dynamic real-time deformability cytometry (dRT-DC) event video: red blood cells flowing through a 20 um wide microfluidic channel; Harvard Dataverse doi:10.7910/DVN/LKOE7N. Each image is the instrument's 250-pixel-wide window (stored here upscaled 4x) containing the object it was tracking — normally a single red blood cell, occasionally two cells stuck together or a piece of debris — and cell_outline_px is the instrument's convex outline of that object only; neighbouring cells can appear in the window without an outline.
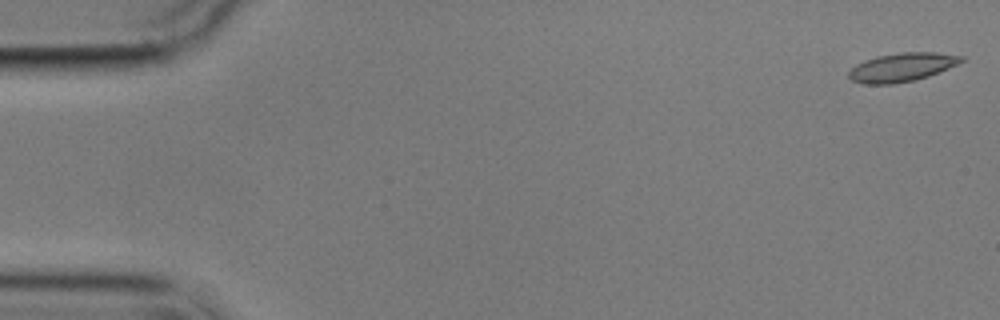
{"species": "common noctule bat (a hibernating species)", "species_latin": "Nyctalus noctula", "temperature_condition": "cold", "stored_images_in_passage": 5, "camera_frame_rate_fps": 3000, "um_per_image_px": 0.085, "animal": {"sex": "male", "body_mass_g": 17.9}, "frame": {"image": 1, "passage_image": 1, "time_ms": 0.0, "image_size_px": [1000, 320], "cell_outline_px": [[964, 60], [948, 68], [928, 76], [916, 80], [892, 84], [864, 84], [852, 80], [848, 76], [848, 72], [856, 64], [864, 60], [876, 56], [900, 52], [936, 52], [964, 56]], "centroid_in_image_um": [76.64, 5.71], "position_along_channel_um": 8.4, "area_um2": 18.79}}
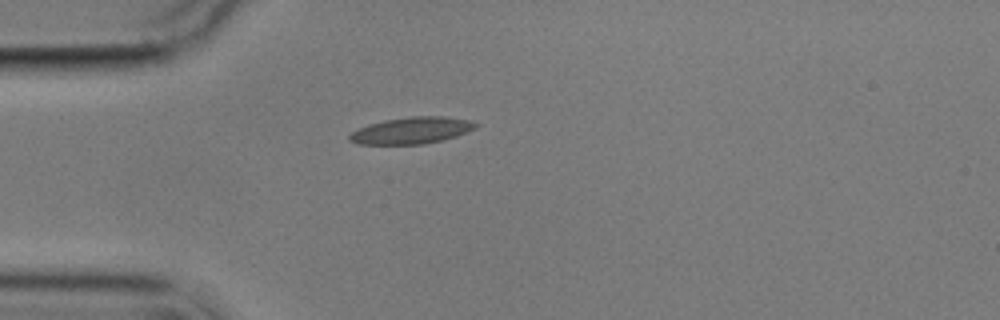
{"frame": {"image": 2, "passage_image": 5, "time_ms": 4.667, "image_size_px": [1000, 320], "cell_outline_px": [[480, 124], [476, 128], [456, 136], [444, 140], [424, 144], [360, 144], [348, 140], [348, 136], [352, 132], [368, 124], [384, 120], [412, 116], [444, 116], [468, 120]], "centroid_in_image_um": [35.0, 11.09], "position_along_channel_um": 50.0, "area_um2": 19.59}}